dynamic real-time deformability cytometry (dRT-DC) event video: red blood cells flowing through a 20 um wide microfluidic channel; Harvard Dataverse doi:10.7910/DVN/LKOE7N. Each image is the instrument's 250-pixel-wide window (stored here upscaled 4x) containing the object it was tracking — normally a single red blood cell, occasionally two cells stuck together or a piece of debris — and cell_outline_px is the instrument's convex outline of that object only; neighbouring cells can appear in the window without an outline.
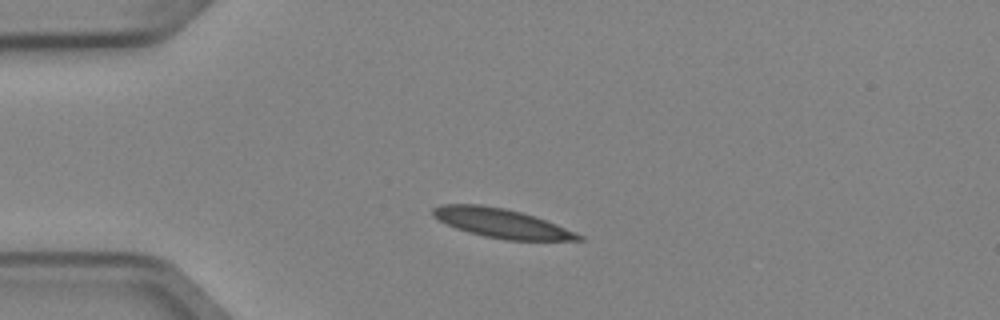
{"species": "Egyptian fruit bat (a non-hibernating species)", "species_latin": "Rousettus aegyptiacus", "temperature_condition": "cold", "stored_images_in_passage": 3, "camera_frame_rate_fps": 3000, "um_per_image_px": 0.085, "animal": {"sex": "female"}, "frame": {"image": 1, "passage_image": 1, "time_ms": 0.0, "image_size_px": [1000, 320], "cell_outline_px": [[584, 240], [504, 240], [484, 236], [468, 232], [456, 228], [432, 216], [432, 208], [440, 204], [480, 204], [504, 208], [536, 216], [576, 232], [584, 236]], "centroid_in_image_um": [42.63, 18.97], "position_along_channel_um": 42.4, "area_um2": 24.74}}
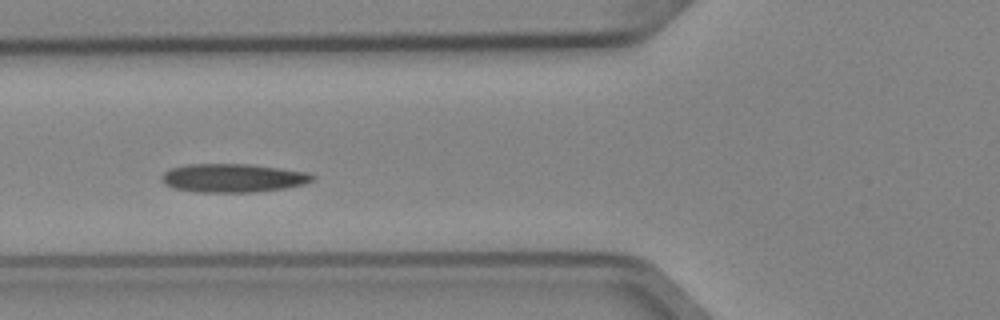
{"frame": {"image": 2, "passage_image": 3, "time_ms": 0.667, "image_size_px": [1000, 320], "cell_outline_px": [[316, 176], [312, 180], [304, 184], [284, 188], [252, 192], [196, 192], [172, 188], [164, 184], [160, 180], [160, 176], [164, 172], [172, 168], [188, 164], [248, 164], [304, 172]], "centroid_in_image_um": [19.72, 15.13], "position_along_channel_um": 106.1, "area_um2": 24.91}}